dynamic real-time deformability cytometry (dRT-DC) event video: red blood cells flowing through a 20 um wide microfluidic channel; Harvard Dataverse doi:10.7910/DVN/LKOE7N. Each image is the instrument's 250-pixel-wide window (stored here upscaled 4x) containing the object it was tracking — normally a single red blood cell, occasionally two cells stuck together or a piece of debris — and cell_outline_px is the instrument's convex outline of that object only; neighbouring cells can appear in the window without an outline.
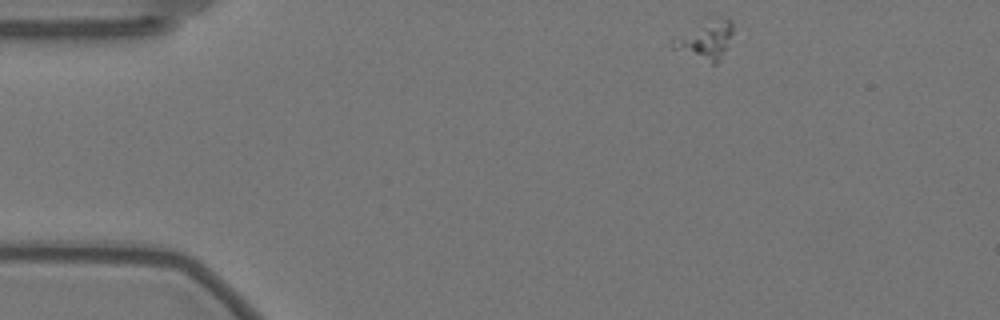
{"species": "Egyptian fruit bat (a non-hibernating species)", "species_latin": "Rousettus aegyptiacus", "temperature_condition": "warm", "stored_images_in_passage": 51, "camera_frame_rate_fps": 3000, "um_per_image_px": 0.085, "animal": {"sex": "female"}, "frame": {"image": 1, "passage_image": 1, "time_ms": 0.0, "image_size_px": [1000, 320], "cell_outline_px": [[732, 32], [716, 64], [712, 64], [672, 48], [672, 40], [676, 36], [720, 16], [728, 20], [732, 24]], "centroid_in_image_um": [59.94, 3.41], "position_along_channel_um": 25.1, "area_um2": 12.54}}
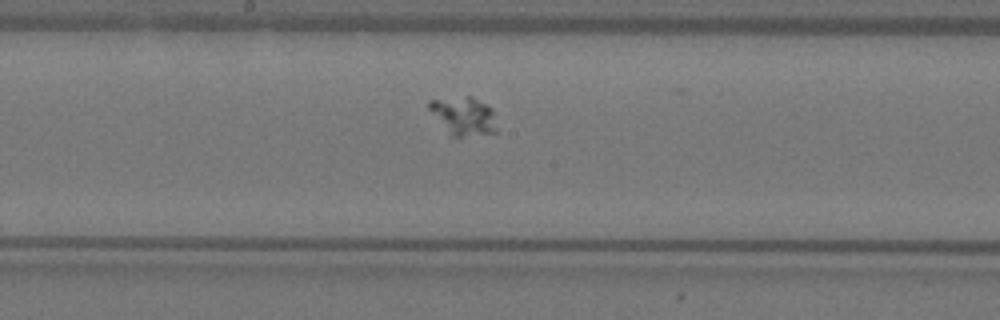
{"frame": {"image": 2, "passage_image": 23, "time_ms": 7.333, "image_size_px": [1000, 320], "cell_outline_px": [[496, 132], [460, 136], [452, 136], [428, 108], [428, 100], [468, 96], [472, 96], [492, 108], [496, 128]], "centroid_in_image_um": [39.4, 9.83], "position_along_channel_um": 208.8, "area_um2": 14.62}}
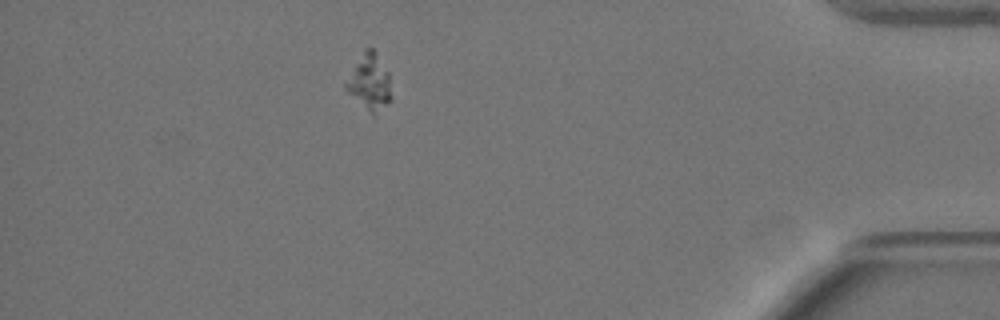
{"frame": {"image": 3, "passage_image": 44, "time_ms": 14.333, "image_size_px": [1000, 320], "cell_outline_px": [[392, 96], [376, 116], [372, 116], [344, 88], [344, 84], [364, 48], [372, 48], [376, 52], [388, 72]], "centroid_in_image_um": [31.41, 7.0], "position_along_channel_um": 403.8, "area_um2": 14.68}}